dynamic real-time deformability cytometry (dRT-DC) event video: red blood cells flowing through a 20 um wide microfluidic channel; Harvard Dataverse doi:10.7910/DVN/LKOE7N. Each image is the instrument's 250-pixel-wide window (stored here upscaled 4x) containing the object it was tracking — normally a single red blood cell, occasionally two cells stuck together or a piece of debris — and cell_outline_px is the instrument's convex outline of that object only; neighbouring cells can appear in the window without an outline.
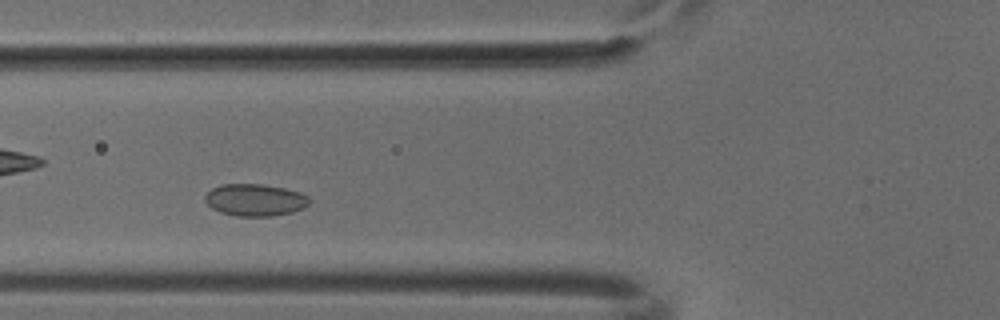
{"species": "common noctule bat (a hibernating species)", "species_latin": "Nyctalus noctula", "temperature_condition": "cold", "stored_images_in_passage": 35, "camera_frame_rate_fps": 3000, "um_per_image_px": 0.085, "animal": {"sex": "male", "body_mass_g": 18.8}, "frame": {"image": 1, "passage_image": 9, "time_ms": 2.667, "image_size_px": [1000, 320], "cell_outline_px": [[308, 204], [304, 208], [292, 212], [272, 216], [236, 216], [220, 212], [212, 208], [204, 200], [204, 196], [212, 188], [224, 184], [260, 184], [284, 188], [300, 192], [308, 196]], "centroid_in_image_um": [21.67, 17.0], "position_along_channel_um": 104.1, "area_um2": 19.42}}
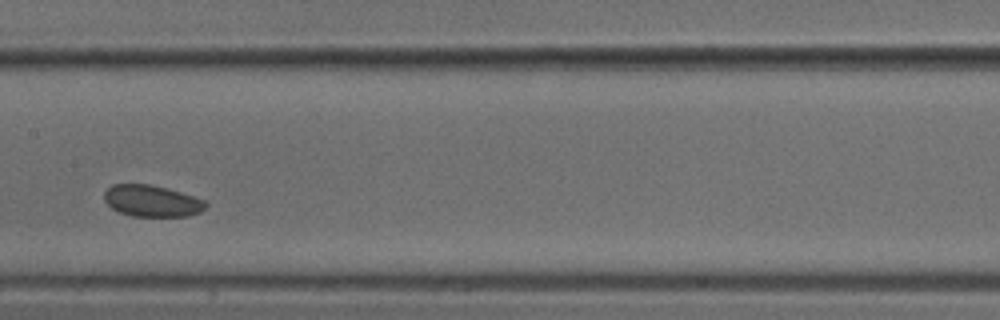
{"frame": {"image": 2, "passage_image": 16, "time_ms": 5.0, "image_size_px": [1000, 320], "cell_outline_px": [[208, 204], [200, 212], [188, 216], [132, 216], [116, 212], [104, 200], [104, 192], [112, 184], [152, 184], [168, 188], [204, 200]], "centroid_in_image_um": [12.88, 17.08], "position_along_channel_um": 194.5, "area_um2": 18.73}}
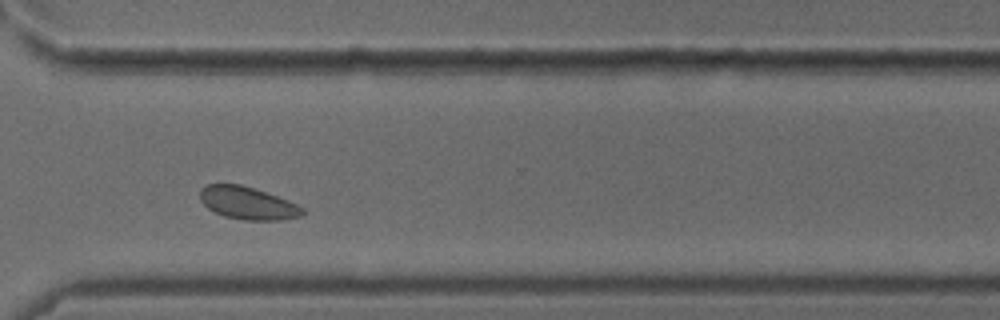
{"frame": {"image": 3, "passage_image": 28, "time_ms": 9.0, "image_size_px": [1000, 320], "cell_outline_px": [[304, 212], [300, 216], [284, 220], [244, 220], [224, 216], [208, 208], [200, 200], [200, 188], [208, 184], [240, 184], [288, 200], [304, 208]], "centroid_in_image_um": [21.04, 17.27], "position_along_channel_um": 349.6, "area_um2": 19.31}}